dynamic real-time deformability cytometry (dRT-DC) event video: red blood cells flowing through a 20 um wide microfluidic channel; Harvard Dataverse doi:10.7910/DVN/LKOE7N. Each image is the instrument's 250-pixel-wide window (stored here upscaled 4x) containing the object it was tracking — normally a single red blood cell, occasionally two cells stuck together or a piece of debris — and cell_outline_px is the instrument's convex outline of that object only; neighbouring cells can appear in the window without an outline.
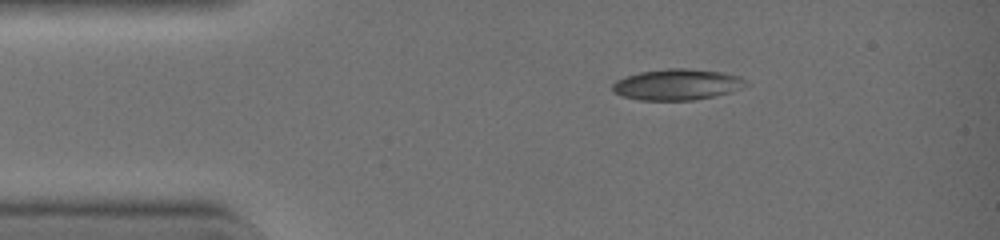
{"species": "common noctule bat (a hibernating species)", "species_latin": "Nyctalus noctula", "temperature_condition": "warm", "stored_images_in_passage": 36, "camera_frame_rate_fps": 3000, "um_per_image_px": 0.085, "animal": {"sex": "female", "body_mass_g": 19.0, "forearm_length_mm": 51.5}, "frame": {"image": 1, "passage_image": 1, "time_ms": 0.0, "image_size_px": [1000, 240], "cell_outline_px": [[748, 84], [728, 92], [712, 96], [692, 100], [640, 100], [620, 96], [612, 92], [612, 84], [616, 80], [624, 76], [640, 72], [668, 68], [688, 68], [720, 72], [740, 76]], "centroid_in_image_um": [57.46, 7.18], "position_along_channel_um": 27.5, "area_um2": 23.99}}
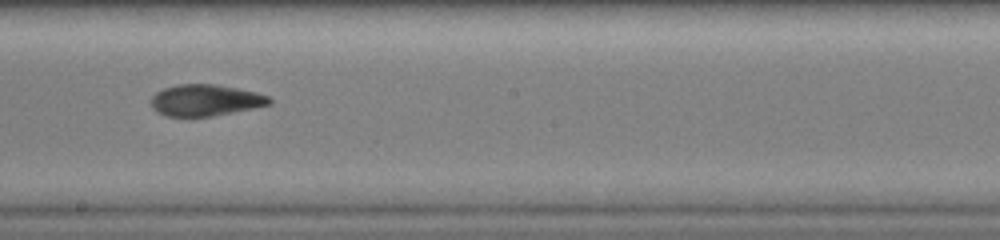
{"frame": {"image": 2, "passage_image": 18, "time_ms": 5.667, "image_size_px": [1000, 240], "cell_outline_px": [[272, 104], [252, 108], [208, 116], [168, 116], [152, 108], [152, 96], [156, 92], [164, 88], [176, 84], [216, 84], [256, 92], [268, 96], [272, 100]], "centroid_in_image_um": [17.46, 8.5], "position_along_channel_um": 230.7, "area_um2": 21.33}}
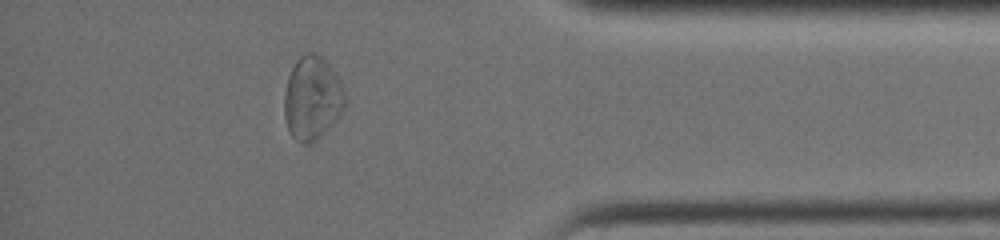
{"frame": {"image": 3, "passage_image": 31, "time_ms": 10.0, "image_size_px": [1000, 240], "cell_outline_px": [[348, 104], [336, 120], [316, 140], [308, 144], [304, 144], [296, 140], [292, 136], [288, 128], [284, 116], [284, 96], [288, 76], [296, 60], [304, 52], [320, 52], [324, 56], [336, 72], [344, 88]], "centroid_in_image_um": [26.57, 8.29], "position_along_channel_um": 408.6, "area_um2": 30.23}, "authors_computed_cell_mechanics": {"area_um2": 22.5998, "velocity_mm_per_s": 4.4946, "shape_relaxation_time_tau1_ms": null, "shape_relaxation_time_tau2_ms": 1.8905, "deformation_change_tau1": null, "deformation_change_tau2": 0.0739}}